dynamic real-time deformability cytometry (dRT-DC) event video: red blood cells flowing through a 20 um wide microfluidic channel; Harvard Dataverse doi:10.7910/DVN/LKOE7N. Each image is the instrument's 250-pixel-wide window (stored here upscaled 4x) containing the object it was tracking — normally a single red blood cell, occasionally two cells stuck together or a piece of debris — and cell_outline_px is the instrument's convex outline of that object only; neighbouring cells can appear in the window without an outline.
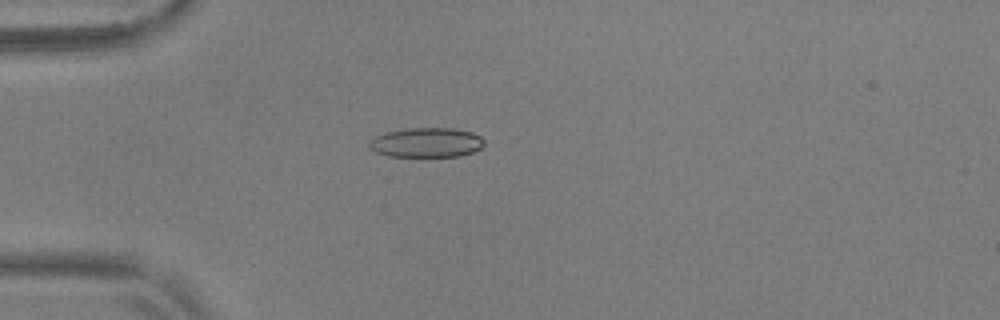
{"species": "common noctule bat (a hibernating species)", "species_latin": "Nyctalus noctula", "temperature_condition": "warm", "stored_images_in_passage": 49, "camera_frame_rate_fps": 3000, "um_per_image_px": 0.085, "animal": {"sex": "male", "body_mass_g": 17.9, "forearm_length_mm": 54.2}, "frame": {"image": 1, "passage_image": 10, "time_ms": 3.0, "image_size_px": [1000, 320], "cell_outline_px": [[484, 144], [480, 148], [472, 152], [460, 156], [388, 156], [376, 152], [368, 144], [376, 136], [388, 132], [408, 128], [452, 128], [472, 132], [480, 136], [484, 140]], "centroid_in_image_um": [36.28, 12.11], "position_along_channel_um": 48.7, "area_um2": 19.59}}
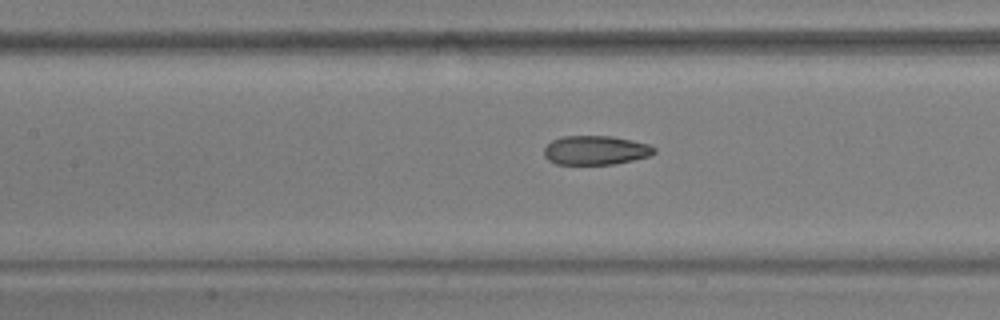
{"frame": {"image": 2, "passage_image": 20, "time_ms": 6.333, "image_size_px": [1000, 320], "cell_outline_px": [[656, 152], [648, 156], [616, 164], [556, 164], [548, 160], [544, 156], [544, 148], [552, 140], [564, 136], [612, 136], [632, 140], [648, 144], [656, 148]], "centroid_in_image_um": [50.62, 12.77], "position_along_channel_um": 156.8, "area_um2": 18.67}}
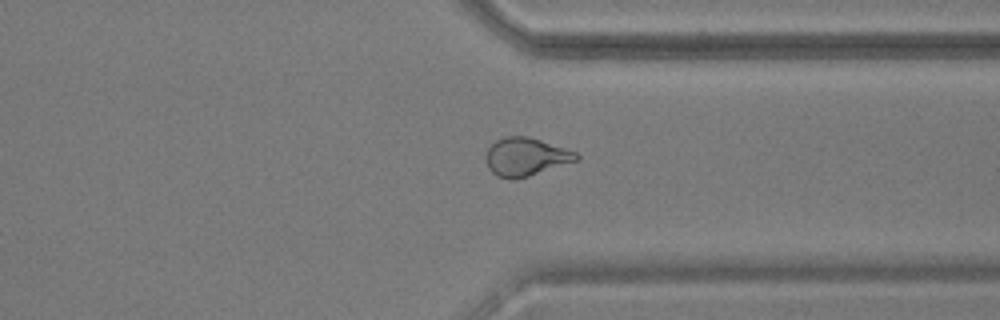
{"frame": {"image": 3, "passage_image": 37, "time_ms": 12.0, "image_size_px": [1000, 320], "cell_outline_px": [[580, 156], [576, 160], [528, 176], [508, 180], [496, 176], [488, 168], [484, 156], [488, 148], [496, 140], [508, 136], [528, 136], [576, 152]], "centroid_in_image_um": [44.62, 13.33], "position_along_channel_um": 366.8, "area_um2": 19.88}, "authors_computed_cell_mechanics": {"area_um2": 19.8832, "velocity_mm_per_s": 3.7111, "shape_relaxation_time_tau1_ms": null, "shape_relaxation_time_tau2_ms": 1.5938, "deformation_change_tau1": null, "deformation_change_tau2": 0.0736}}